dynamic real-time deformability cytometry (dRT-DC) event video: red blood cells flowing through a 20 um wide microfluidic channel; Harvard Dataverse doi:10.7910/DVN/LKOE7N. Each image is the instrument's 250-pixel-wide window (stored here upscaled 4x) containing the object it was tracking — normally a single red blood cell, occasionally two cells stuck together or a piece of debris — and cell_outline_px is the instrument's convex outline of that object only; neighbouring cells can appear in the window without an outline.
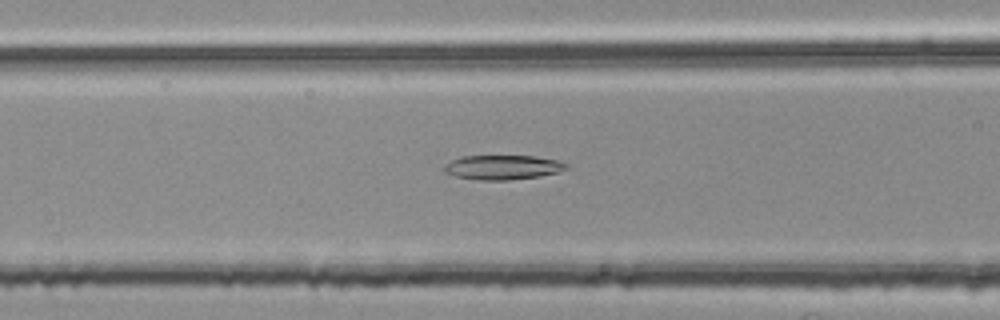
{"species": "common noctule bat (a hibernating species)", "species_latin": "Nyctalus noctula", "temperature_condition": "room temperature", "stored_images_in_passage": 37, "camera_frame_rate_fps": 3000, "um_per_image_px": 0.085, "animal": {"sex": "female", "body_mass_g": 25.1}, "frame": {"image": 1, "passage_image": 5, "time_ms": 1.333, "image_size_px": [1000, 320], "cell_outline_px": [[568, 164], [564, 168], [556, 172], [540, 176], [508, 180], [480, 180], [456, 176], [444, 172], [444, 164], [452, 160], [464, 156], [532, 156], [556, 160]], "centroid_in_image_um": [42.68, 14.22], "position_along_channel_um": 123.9, "area_um2": 17.11}}
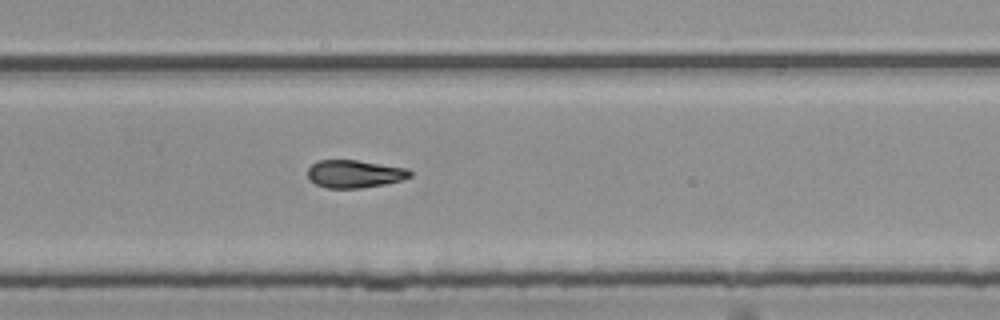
{"frame": {"image": 2, "passage_image": 19, "time_ms": 6.0, "image_size_px": [1000, 320], "cell_outline_px": [[412, 176], [400, 180], [384, 184], [360, 188], [324, 188], [308, 180], [308, 168], [316, 160], [356, 160], [408, 168], [412, 172]], "centroid_in_image_um": [30.11, 14.78], "position_along_channel_um": 299.7, "area_um2": 16.65}}
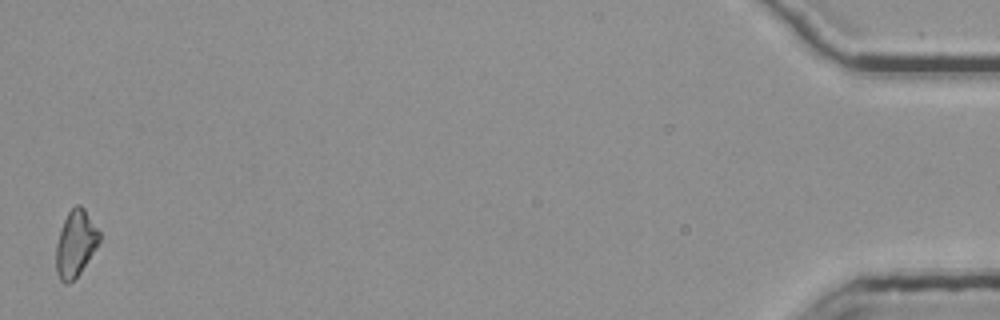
{"frame": {"image": 3, "passage_image": 37, "time_ms": 12.0, "image_size_px": [1000, 320], "cell_outline_px": [[100, 240], [96, 248], [80, 272], [68, 284], [64, 284], [60, 280], [56, 272], [56, 244], [64, 220], [68, 212], [76, 204], [80, 204], [84, 208], [100, 232]], "centroid_in_image_um": [6.42, 20.7], "position_along_channel_um": 428.8, "area_um2": 16.59}}